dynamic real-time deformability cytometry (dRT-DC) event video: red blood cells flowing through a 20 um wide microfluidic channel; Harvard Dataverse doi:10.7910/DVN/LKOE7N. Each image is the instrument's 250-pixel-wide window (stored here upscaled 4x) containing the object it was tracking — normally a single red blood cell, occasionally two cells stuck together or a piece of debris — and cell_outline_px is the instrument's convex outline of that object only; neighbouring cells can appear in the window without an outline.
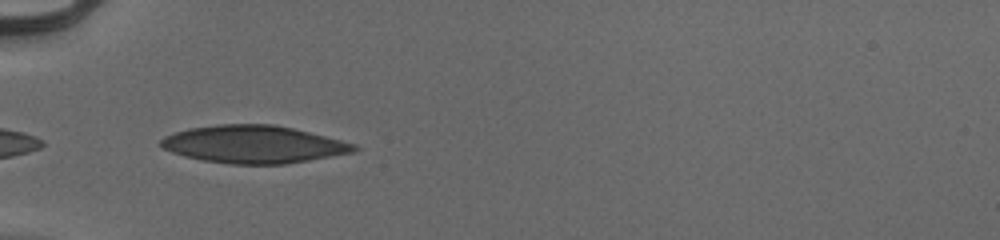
{"species": "human", "species_latin": "Homo sapiens", "temperature_condition": "cold", "stored_images_in_passage": 33, "camera_frame_rate_fps": 3000, "um_per_image_px": 0.085, "donor": {"sex": "male"}, "frame": {"image": 1, "passage_image": 1, "time_ms": 0.0, "image_size_px": [1000, 240], "cell_outline_px": [[360, 148], [356, 152], [284, 164], [228, 164], [204, 160], [184, 156], [160, 148], [160, 140], [164, 136], [188, 128], [216, 124], [276, 124], [356, 144]], "centroid_in_image_um": [21.53, 12.26], "position_along_channel_um": 63.5, "area_um2": 42.37}}
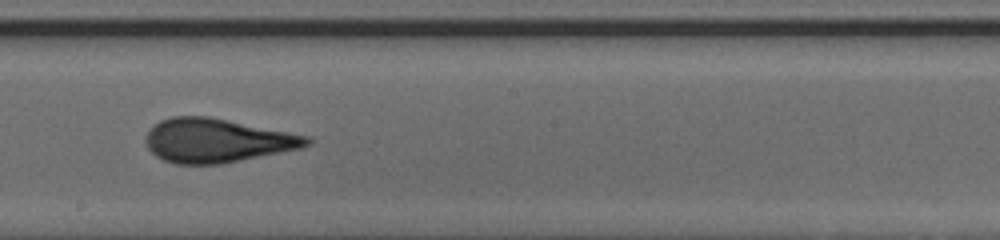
{"frame": {"image": 2, "passage_image": 14, "time_ms": 4.333, "image_size_px": [1000, 240], "cell_outline_px": [[312, 144], [300, 148], [220, 164], [176, 164], [164, 160], [156, 156], [148, 148], [144, 140], [144, 136], [160, 120], [172, 116], [208, 116], [312, 136]], "centroid_in_image_um": [18.45, 11.93], "position_along_channel_um": 229.7, "area_um2": 41.21}}
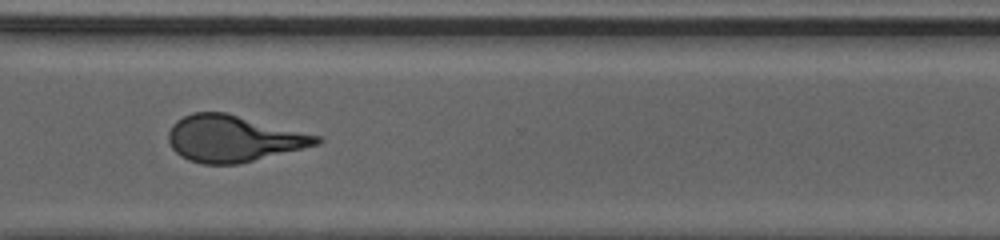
{"frame": {"image": 3, "passage_image": 23, "time_ms": 7.333, "image_size_px": [1000, 240], "cell_outline_px": [[324, 140], [320, 144], [304, 148], [236, 164], [204, 164], [188, 160], [180, 156], [172, 148], [168, 140], [168, 132], [172, 124], [176, 120], [192, 112], [224, 112], [324, 136]], "centroid_in_image_um": [19.85, 11.77], "position_along_channel_um": 350.7, "area_um2": 40.23}, "authors_computed_cell_mechanics": {"area_um2": 40.2288, "velocity_mm_per_s": 4.014, "shape_relaxation_time_tau1_ms": 5.5446, "shape_relaxation_time_tau2_ms": 1.0949, "deformation_change_tau1": 0.19, "deformation_change_tau2": 0.0967}}